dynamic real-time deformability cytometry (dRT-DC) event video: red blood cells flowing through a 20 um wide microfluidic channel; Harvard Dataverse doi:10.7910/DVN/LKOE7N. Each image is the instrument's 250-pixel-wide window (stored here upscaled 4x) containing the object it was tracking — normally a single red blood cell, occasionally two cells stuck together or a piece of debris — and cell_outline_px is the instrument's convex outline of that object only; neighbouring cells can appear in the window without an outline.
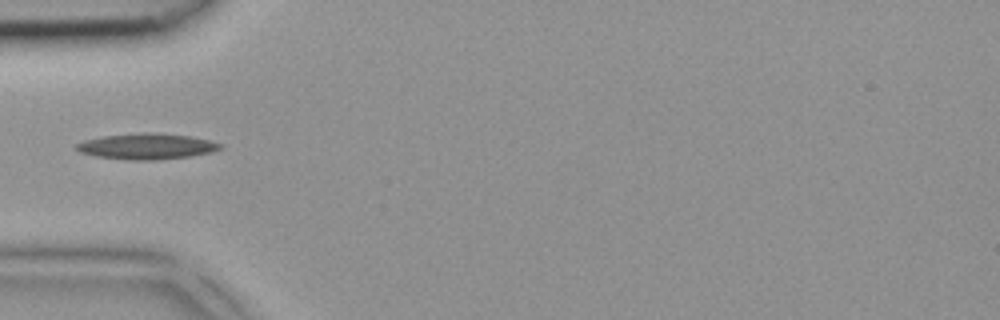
{"species": "common noctule bat (a hibernating species)", "species_latin": "Nyctalus noctula", "temperature_condition": "room temperature", "stored_images_in_passage": 3, "camera_frame_rate_fps": 3000, "um_per_image_px": 0.085, "animal": {"sex": "female", "body_mass_g": 18.4}, "frame": {"image": 1, "passage_image": 2, "time_ms": 0.333, "image_size_px": [1000, 320], "cell_outline_px": [[224, 148], [212, 152], [188, 156], [156, 160], [132, 160], [96, 156], [80, 152], [76, 148], [76, 144], [84, 140], [104, 136], [144, 132], [152, 132], [188, 136], [208, 140], [224, 144]], "centroid_in_image_um": [12.5, 12.44], "position_along_channel_um": 72.5, "area_um2": 21.5}}